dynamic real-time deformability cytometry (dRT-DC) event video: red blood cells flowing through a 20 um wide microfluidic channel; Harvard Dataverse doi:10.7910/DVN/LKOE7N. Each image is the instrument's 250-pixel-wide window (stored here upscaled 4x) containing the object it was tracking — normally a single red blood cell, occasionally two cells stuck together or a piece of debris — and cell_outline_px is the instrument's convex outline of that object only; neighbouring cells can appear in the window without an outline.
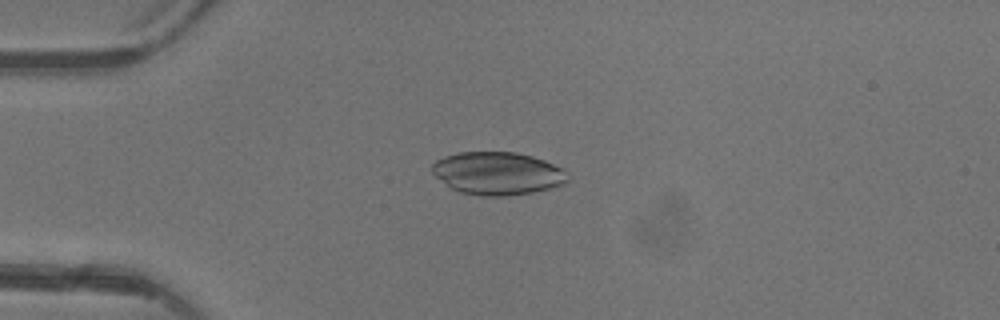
{"species": "common noctule bat (a hibernating species)", "species_latin": "Nyctalus noctula", "temperature_condition": "warm", "stored_images_in_passage": 2, "camera_frame_rate_fps": 3000, "um_per_image_px": 0.085, "animal": {"sex": "female"}, "frame": {"image": 1, "passage_image": 2, "time_ms": 1.667, "image_size_px": [1000, 320], "cell_outline_px": [[568, 180], [564, 184], [552, 188], [532, 192], [504, 196], [480, 196], [460, 192], [452, 188], [436, 176], [432, 172], [432, 164], [436, 160], [444, 156], [460, 152], [516, 152], [532, 156], [544, 160], [564, 168]], "centroid_in_image_um": [42.31, 14.73], "position_along_channel_um": 42.7, "area_um2": 33.81}}